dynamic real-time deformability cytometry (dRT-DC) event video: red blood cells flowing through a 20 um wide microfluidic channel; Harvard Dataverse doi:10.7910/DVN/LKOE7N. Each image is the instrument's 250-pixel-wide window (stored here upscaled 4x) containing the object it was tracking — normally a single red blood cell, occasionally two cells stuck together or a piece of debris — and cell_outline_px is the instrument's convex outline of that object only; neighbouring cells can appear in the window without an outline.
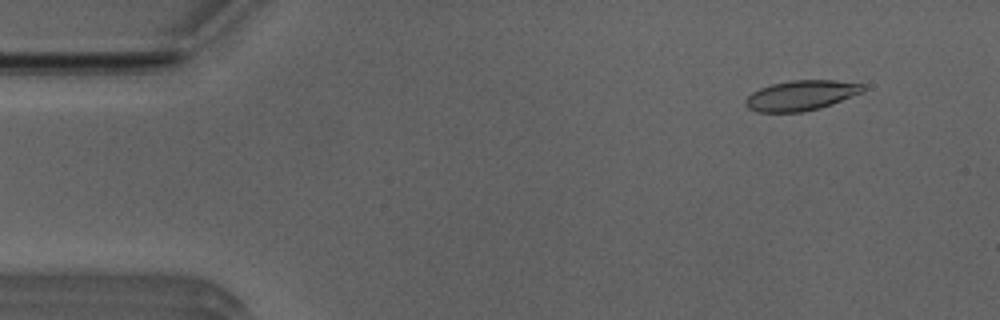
{"species": "Egyptian fruit bat (a non-hibernating species)", "species_latin": "Rousettus aegyptiacus", "temperature_condition": "room temperature", "stored_images_in_passage": 50, "camera_frame_rate_fps": 3000, "um_per_image_px": 0.085, "animal": {"sex": "male"}, "frame": {"image": 1, "passage_image": 5, "time_ms": 1.333, "image_size_px": [1000, 320], "cell_outline_px": [[864, 92], [832, 104], [820, 108], [804, 112], [756, 112], [748, 108], [744, 104], [744, 100], [752, 92], [760, 88], [772, 84], [792, 80], [832, 80], [864, 84]], "centroid_in_image_um": [68.08, 8.12], "position_along_channel_um": 16.9, "area_um2": 20.69}}
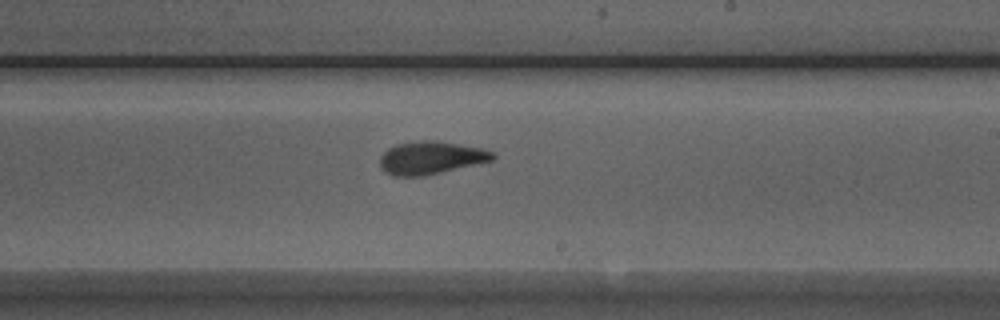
{"frame": {"image": 2, "passage_image": 30, "time_ms": 9.667, "image_size_px": [1000, 320], "cell_outline_px": [[496, 156], [492, 160], [420, 176], [396, 176], [384, 172], [380, 168], [380, 156], [388, 148], [396, 144], [420, 140], [436, 140], [484, 148], [496, 152]], "centroid_in_image_um": [36.61, 13.39], "position_along_channel_um": 252.4, "area_um2": 21.5}}
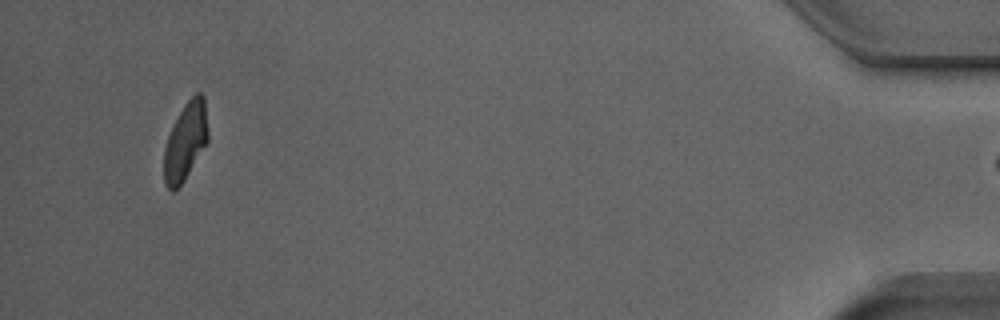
{"frame": {"image": 3, "passage_image": 49, "time_ms": 16.0, "image_size_px": [1000, 320], "cell_outline_px": [[208, 140], [184, 180], [172, 192], [164, 184], [164, 148], [168, 136], [184, 104], [196, 92], [200, 92], [204, 96], [208, 132]], "centroid_in_image_um": [15.76, 12.01], "position_along_channel_um": 419.4, "area_um2": 19.59}}